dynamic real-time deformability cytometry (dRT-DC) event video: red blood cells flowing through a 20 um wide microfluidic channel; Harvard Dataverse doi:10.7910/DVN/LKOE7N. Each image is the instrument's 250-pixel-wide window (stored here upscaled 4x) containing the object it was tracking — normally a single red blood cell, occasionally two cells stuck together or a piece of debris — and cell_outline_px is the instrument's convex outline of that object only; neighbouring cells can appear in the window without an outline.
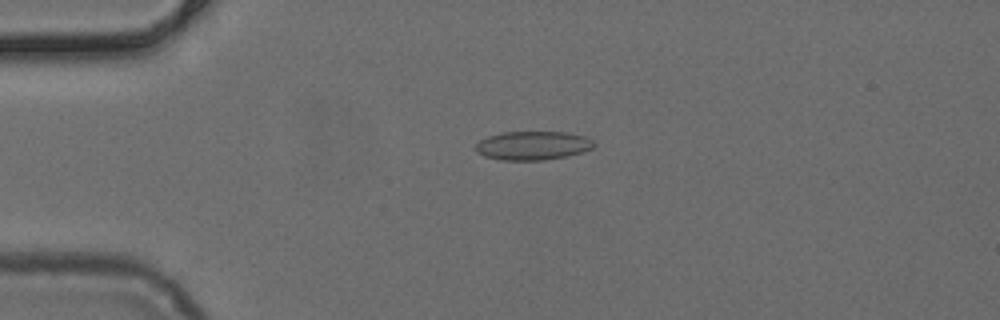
{"species": "common noctule bat (a hibernating species)", "species_latin": "Nyctalus noctula", "temperature_condition": "cold", "stored_images_in_passage": 51, "camera_frame_rate_fps": 3000, "um_per_image_px": 0.085, "animal": {"sex": "female", "body_mass_g": 24.6, "forearm_length_mm": 56.2}, "frame": {"image": 1, "passage_image": 12, "time_ms": 3.667, "image_size_px": [1000, 320], "cell_outline_px": [[596, 144], [592, 148], [584, 152], [568, 156], [544, 160], [500, 160], [484, 156], [476, 152], [476, 144], [480, 140], [488, 136], [504, 132], [568, 132], [584, 136], [592, 140]], "centroid_in_image_um": [45.3, 12.38], "position_along_channel_um": 39.7, "area_um2": 19.94}}
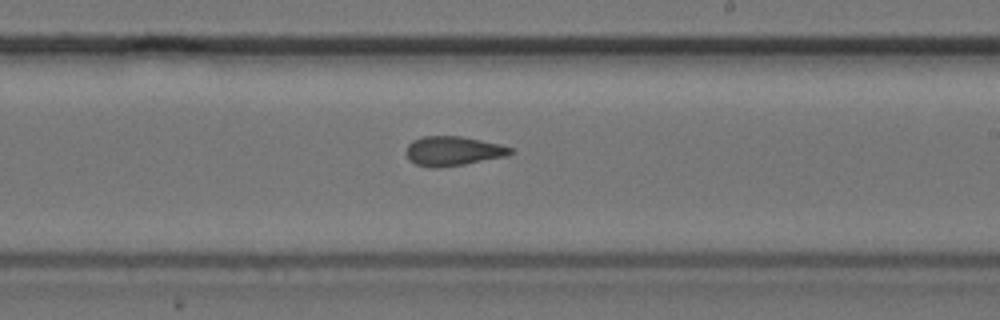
{"frame": {"image": 2, "passage_image": 30, "time_ms": 9.667, "image_size_px": [1000, 320], "cell_outline_px": [[512, 152], [504, 156], [464, 164], [436, 168], [428, 168], [416, 164], [408, 160], [404, 152], [408, 144], [412, 140], [424, 136], [460, 136], [500, 144], [512, 148]], "centroid_in_image_um": [38.42, 12.84], "position_along_channel_um": 250.6, "area_um2": 17.86}}
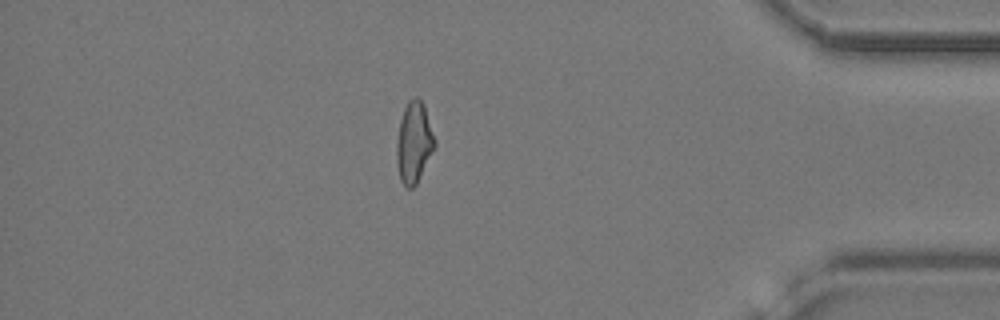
{"frame": {"image": 3, "passage_image": 44, "time_ms": 14.333, "image_size_px": [1000, 320], "cell_outline_px": [[436, 144], [416, 184], [412, 188], [404, 188], [400, 180], [396, 160], [396, 144], [400, 120], [404, 108], [408, 100], [416, 96], [424, 104], [436, 140]], "centroid_in_image_um": [35.17, 12.1], "position_along_channel_um": 400.0, "area_um2": 18.03}}